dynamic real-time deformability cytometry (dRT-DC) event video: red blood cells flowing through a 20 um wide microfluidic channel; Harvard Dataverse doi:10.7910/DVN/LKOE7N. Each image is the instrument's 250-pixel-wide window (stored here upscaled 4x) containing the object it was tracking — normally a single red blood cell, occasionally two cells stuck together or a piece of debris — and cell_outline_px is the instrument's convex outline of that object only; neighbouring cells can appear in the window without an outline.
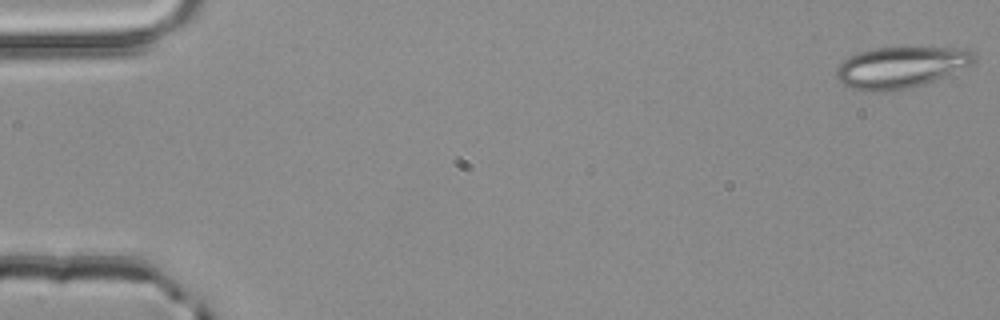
{"species": "common noctule bat (a hibernating species)", "species_latin": "Nyctalus noctula", "temperature_condition": "room temperature", "stored_images_in_passage": 52, "camera_frame_rate_fps": 3000, "um_per_image_px": 0.085, "animal": {"sex": "male", "body_mass_g": 20.4}, "frame": {"image": 1, "passage_image": 1, "time_ms": 0.0, "image_size_px": [1000, 320], "cell_outline_px": [[976, 60], [972, 64], [944, 76], [924, 84], [904, 88], [872, 92], [852, 88], [844, 84], [836, 76], [836, 68], [848, 56], [856, 52], [872, 48], [900, 44], [904, 44], [968, 48], [976, 56]], "centroid_in_image_um": [76.6, 5.62], "position_along_channel_um": 8.4, "area_um2": 34.22}}
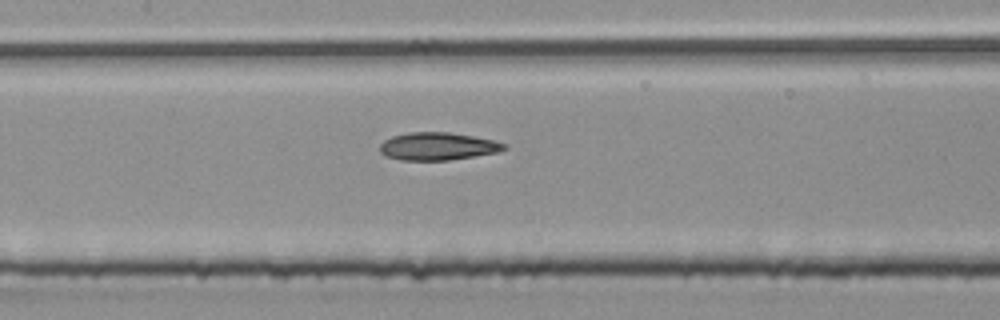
{"frame": {"image": 2, "passage_image": 25, "time_ms": 8.0, "image_size_px": [1000, 320], "cell_outline_px": [[508, 148], [500, 152], [448, 160], [400, 160], [384, 156], [380, 152], [380, 144], [384, 140], [392, 136], [408, 132], [448, 132], [472, 136], [492, 140], [508, 144]], "centroid_in_image_um": [37.2, 12.44], "position_along_channel_um": 170.2, "area_um2": 20.17}}
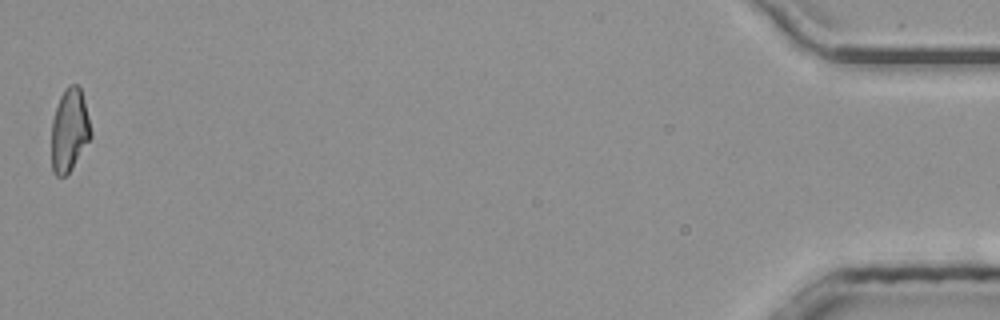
{"frame": {"image": 3, "passage_image": 52, "time_ms": 17.0, "image_size_px": [1000, 320], "cell_outline_px": [[92, 136], [68, 176], [56, 176], [52, 172], [52, 120], [60, 96], [68, 84], [76, 84], [80, 88], [84, 100], [92, 132]], "centroid_in_image_um": [5.9, 11.1], "position_along_channel_um": 429.3, "area_um2": 19.13}, "authors_computed_cell_mechanics": {"area_um2": 20.1722, "velocity_mm_per_s": 3.9994, "shape_relaxation_time_tau1_ms": 9.3172, "shape_relaxation_time_tau2_ms": 2.8769, "deformation_change_tau1": 0.2184, "deformation_change_tau2": 0.1156}}